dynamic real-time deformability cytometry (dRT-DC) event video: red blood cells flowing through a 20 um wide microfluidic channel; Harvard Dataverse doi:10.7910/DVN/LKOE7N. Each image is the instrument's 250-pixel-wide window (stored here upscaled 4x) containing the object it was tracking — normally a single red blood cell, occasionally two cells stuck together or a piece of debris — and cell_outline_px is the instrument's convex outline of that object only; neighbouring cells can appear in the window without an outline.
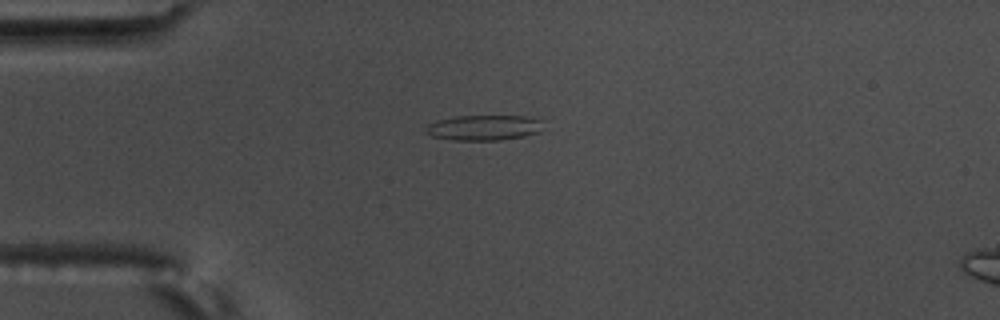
{"species": "common noctule bat (a hibernating species)", "species_latin": "Nyctalus noctula", "temperature_condition": "warm", "stored_images_in_passage": 44, "camera_frame_rate_fps": 3000, "um_per_image_px": 0.085, "animal": {"sex": "male", "body_mass_g": 17.5, "forearm_length_mm": 52.3}, "frame": {"image": 1, "passage_image": 1, "time_ms": 0.0, "image_size_px": [1000, 320], "cell_outline_px": [[544, 120], [540, 132], [524, 136], [500, 140], [452, 140], [432, 136], [424, 132], [424, 128], [428, 124], [436, 120], [456, 116], [540, 116]], "centroid_in_image_um": [41.18, 10.84], "position_along_channel_um": 43.8, "area_um2": 17.74}}
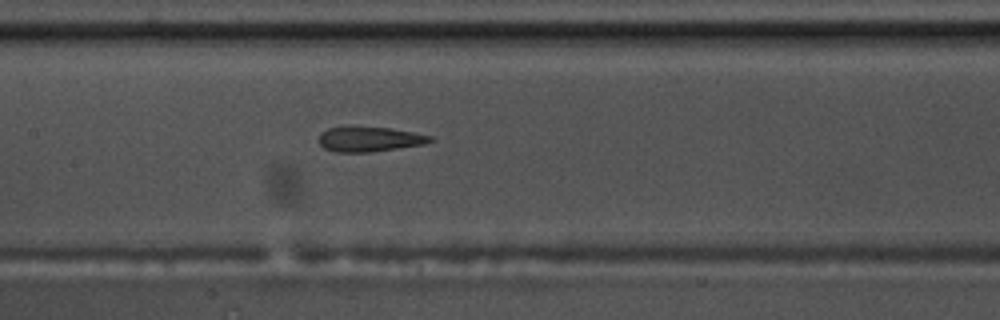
{"frame": {"image": 2, "passage_image": 14, "time_ms": 4.333, "image_size_px": [1000, 320], "cell_outline_px": [[436, 140], [424, 144], [368, 152], [336, 152], [324, 148], [320, 144], [320, 132], [328, 128], [388, 128], [412, 132], [432, 136]], "centroid_in_image_um": [31.43, 11.85], "position_along_channel_um": 176.0, "area_um2": 15.66}}
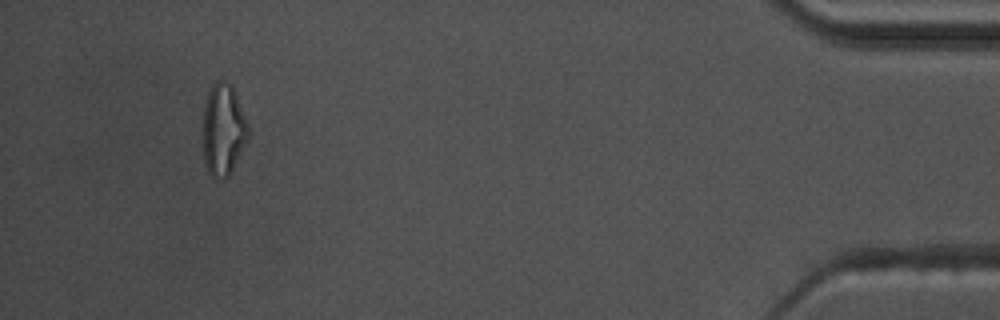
{"frame": {"image": 3, "passage_image": 40, "time_ms": 13.0, "image_size_px": [1000, 320], "cell_outline_px": [[248, 140], [232, 172], [224, 180], [212, 180], [208, 172], [204, 160], [200, 132], [200, 128], [204, 104], [208, 88], [216, 80], [224, 80], [232, 84], [248, 124]], "centroid_in_image_um": [18.92, 11.05], "position_along_channel_um": 416.3, "area_um2": 25.55}, "authors_computed_cell_mechanics": {"area_um2": 17.1377, "velocity_mm_per_s": 3.5602, "shape_relaxation_time_tau1_ms": 5.6065, "shape_relaxation_time_tau2_ms": 1.517, "deformation_change_tau1": 0.2109, "deformation_change_tau2": 0.1279}}